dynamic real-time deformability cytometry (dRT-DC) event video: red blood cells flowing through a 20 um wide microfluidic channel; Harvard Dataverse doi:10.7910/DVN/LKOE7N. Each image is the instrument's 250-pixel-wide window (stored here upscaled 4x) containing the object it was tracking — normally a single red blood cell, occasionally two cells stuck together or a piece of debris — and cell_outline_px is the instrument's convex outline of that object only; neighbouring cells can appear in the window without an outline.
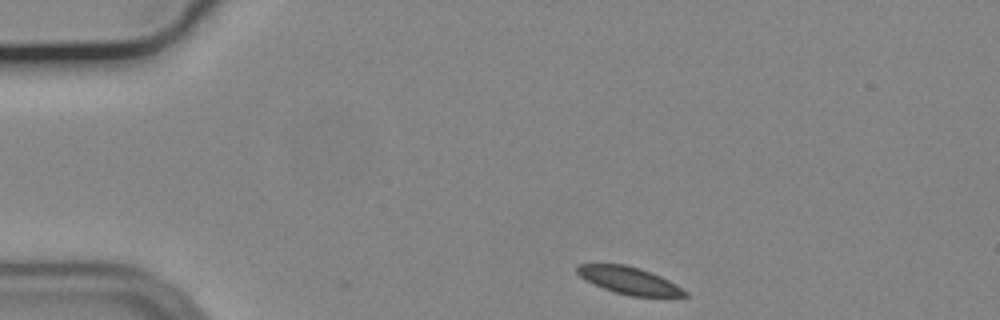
{"species": "common noctule bat (a hibernating species)", "species_latin": "Nyctalus noctula", "temperature_condition": "cold", "stored_images_in_passage": 32, "camera_frame_rate_fps": 3000, "um_per_image_px": 0.085, "animal": {"sex": "male", "body_mass_g": 19.2, "forearm_length_mm": 51.8}, "frame": {"image": 1, "passage_image": 1, "time_ms": 0.0, "image_size_px": [1000, 320], "cell_outline_px": [[688, 296], [628, 296], [604, 288], [584, 280], [576, 272], [576, 264], [624, 264], [640, 268], [660, 276], [676, 284], [688, 292]], "centroid_in_image_um": [53.45, 23.83], "position_along_channel_um": 31.5, "area_um2": 16.99}}
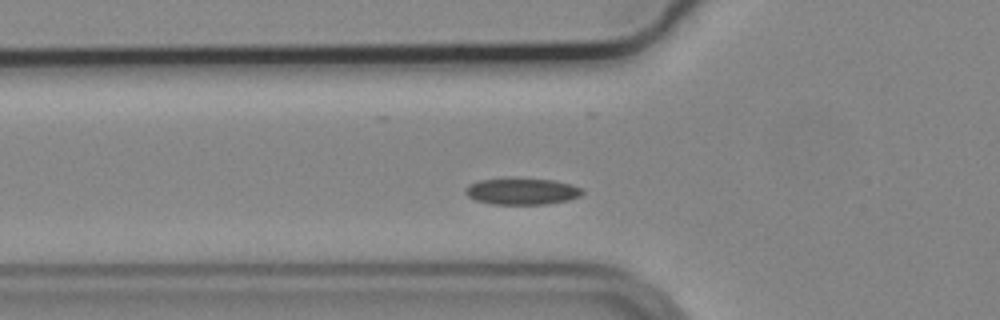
{"frame": {"image": 2, "passage_image": 10, "time_ms": 3.0, "image_size_px": [1000, 320], "cell_outline_px": [[584, 192], [580, 196], [568, 200], [544, 204], [492, 204], [476, 200], [468, 196], [464, 192], [464, 188], [468, 184], [480, 180], [552, 180], [572, 184], [584, 188]], "centroid_in_image_um": [44.39, 16.29], "position_along_channel_um": 81.4, "area_um2": 17.63}}
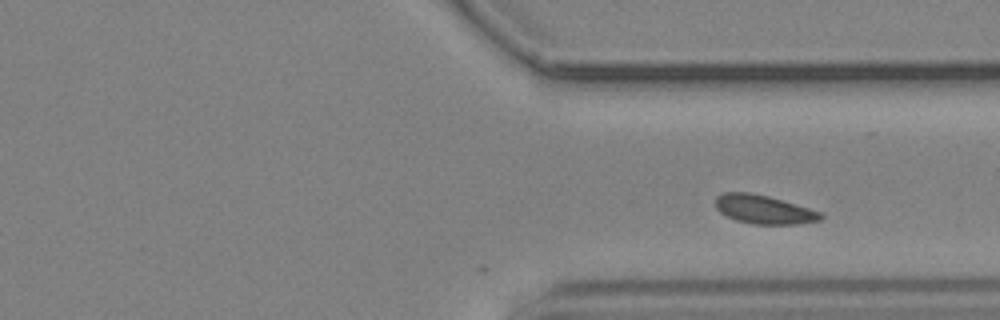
{"frame": {"image": 3, "passage_image": 32, "time_ms": 10.333, "image_size_px": [1000, 320], "cell_outline_px": [[824, 216], [820, 220], [800, 224], [752, 224], [736, 220], [720, 212], [716, 208], [716, 196], [724, 192], [748, 192], [768, 196], [824, 212]], "centroid_in_image_um": [64.96, 17.8], "position_along_channel_um": 346.4, "area_um2": 17.69}}